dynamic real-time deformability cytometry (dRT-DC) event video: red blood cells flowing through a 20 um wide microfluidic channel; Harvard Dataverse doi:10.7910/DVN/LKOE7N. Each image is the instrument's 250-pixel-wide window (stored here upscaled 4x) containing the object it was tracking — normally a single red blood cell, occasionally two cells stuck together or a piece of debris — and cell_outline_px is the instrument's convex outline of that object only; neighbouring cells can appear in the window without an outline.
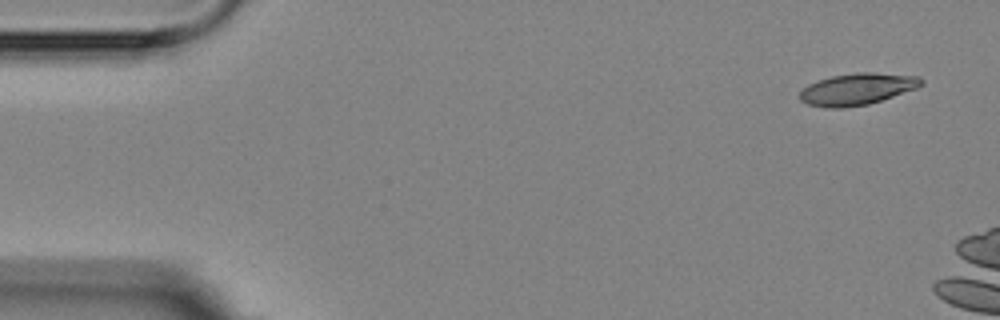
{"species": "Egyptian fruit bat (a non-hibernating species)", "species_latin": "Rousettus aegyptiacus", "temperature_condition": "room temperature", "stored_images_in_passage": 3, "camera_frame_rate_fps": 3000, "um_per_image_px": 0.085, "animal": {"sex": "female"}, "frame": {"image": 1, "passage_image": 1, "time_ms": 0.0, "image_size_px": [1000, 320], "cell_outline_px": [[924, 84], [920, 88], [868, 104], [844, 108], [824, 108], [808, 104], [800, 100], [800, 92], [808, 84], [816, 80], [832, 76], [856, 72], [872, 72], [920, 76], [924, 80]], "centroid_in_image_um": [72.9, 7.57], "position_along_channel_um": 12.1, "area_um2": 22.77}}